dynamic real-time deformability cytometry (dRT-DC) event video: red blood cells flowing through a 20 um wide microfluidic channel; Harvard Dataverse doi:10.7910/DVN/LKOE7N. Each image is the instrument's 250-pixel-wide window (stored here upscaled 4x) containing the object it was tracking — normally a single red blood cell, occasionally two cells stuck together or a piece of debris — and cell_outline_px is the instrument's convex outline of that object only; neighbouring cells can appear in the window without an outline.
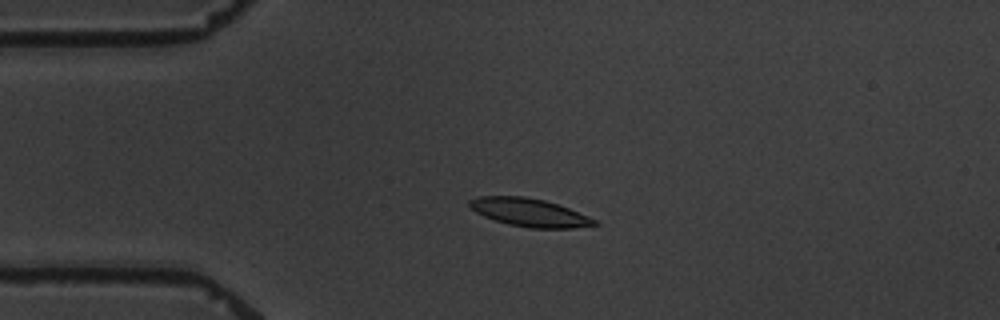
{"species": "common noctule bat (a hibernating species)", "species_latin": "Nyctalus noctula", "temperature_condition": "warm", "stored_images_in_passage": 5, "camera_frame_rate_fps": 3000, "um_per_image_px": 0.085, "animal": {"sex": "male", "body_mass_g": 19.5, "forearm_length_mm": 54.6}, "frame": {"image": 1, "passage_image": 4, "time_ms": 3.667, "image_size_px": [1000, 320], "cell_outline_px": [[600, 224], [572, 228], [528, 228], [508, 224], [484, 216], [468, 208], [468, 200], [476, 196], [524, 196], [544, 200], [568, 208], [588, 216], [596, 220]], "centroid_in_image_um": [44.95, 18.05], "position_along_channel_um": 40.1, "area_um2": 20.46}}